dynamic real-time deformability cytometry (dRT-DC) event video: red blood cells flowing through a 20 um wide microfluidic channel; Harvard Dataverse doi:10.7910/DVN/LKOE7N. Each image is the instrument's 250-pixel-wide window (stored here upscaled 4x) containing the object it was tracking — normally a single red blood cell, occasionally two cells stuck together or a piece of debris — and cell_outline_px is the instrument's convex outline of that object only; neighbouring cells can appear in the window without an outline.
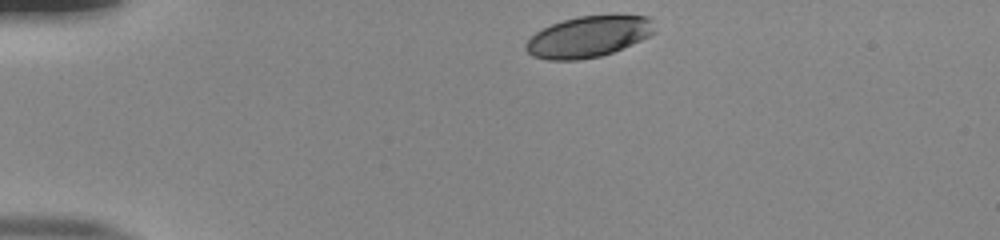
{"species": "human", "species_latin": "Homo sapiens", "temperature_condition": "room temperature", "stored_images_in_passage": 36, "camera_frame_rate_fps": 3000, "um_per_image_px": 0.085, "donor": {"sex": "male"}, "frame": {"image": 1, "passage_image": 1, "time_ms": 0.0, "image_size_px": [1000, 240], "cell_outline_px": [[656, 32], [640, 40], [612, 52], [600, 56], [580, 60], [548, 60], [532, 56], [524, 48], [524, 44], [536, 32], [552, 24], [564, 20], [580, 16], [648, 16], [652, 20]], "centroid_in_image_um": [49.99, 3.13], "position_along_channel_um": 35.0, "area_um2": 30.46}}
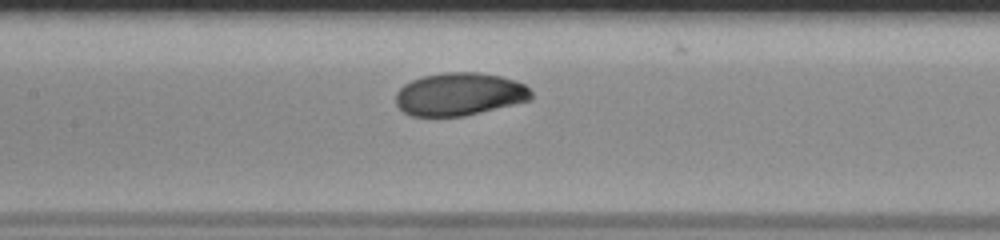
{"frame": {"image": 2, "passage_image": 16, "time_ms": 5.0, "image_size_px": [1000, 240], "cell_outline_px": [[532, 100], [464, 116], [412, 116], [404, 112], [396, 104], [396, 92], [404, 84], [412, 80], [424, 76], [444, 72], [476, 72], [500, 76], [516, 80], [524, 84], [532, 92]], "centroid_in_image_um": [39.07, 8.0], "position_along_channel_um": 168.3, "area_um2": 33.87}}
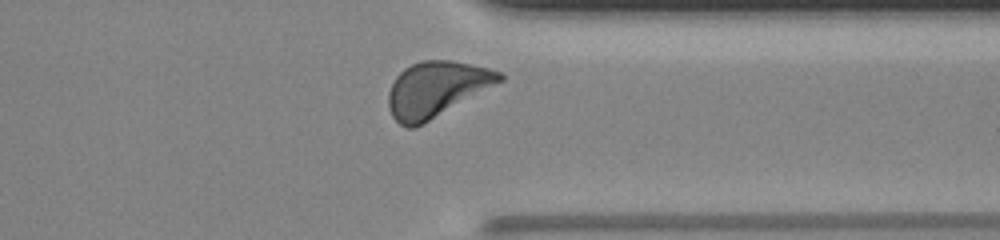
{"frame": {"image": 3, "passage_image": 32, "time_ms": 10.333, "image_size_px": [1000, 240], "cell_outline_px": [[504, 80], [424, 124], [416, 128], [408, 128], [400, 124], [392, 116], [388, 108], [388, 92], [396, 76], [404, 68], [420, 60], [452, 60], [488, 68], [504, 72]], "centroid_in_image_um": [37.09, 7.58], "position_along_channel_um": 374.3, "area_um2": 36.07}, "authors_computed_cell_mechanics": {"area_um2": 33.8419, "velocity_mm_per_s": 3.8882, "shape_relaxation_time_tau1_ms": 2.6414, "shape_relaxation_time_tau2_ms": null, "deformation_change_tau1": 0.1386, "deformation_change_tau2": null}}